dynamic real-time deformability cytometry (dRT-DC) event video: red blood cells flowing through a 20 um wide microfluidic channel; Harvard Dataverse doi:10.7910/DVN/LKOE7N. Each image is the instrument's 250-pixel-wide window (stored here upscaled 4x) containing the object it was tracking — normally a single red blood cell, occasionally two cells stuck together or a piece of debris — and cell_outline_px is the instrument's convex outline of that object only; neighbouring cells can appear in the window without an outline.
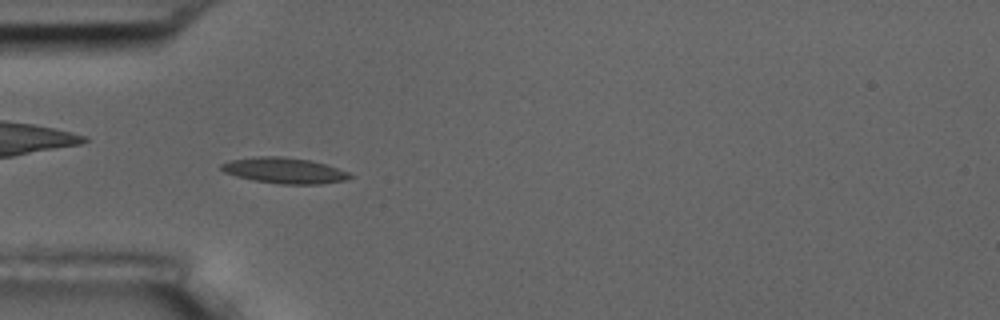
{"species": "common noctule bat (a hibernating species)", "species_latin": "Nyctalus noctula", "temperature_condition": "room temperature", "stored_images_in_passage": 55, "camera_frame_rate_fps": 3000, "um_per_image_px": 0.085, "animal": {"sex": "male", "body_mass_g": 17.5, "forearm_length_mm": 52.3}, "frame": {"image": 1, "passage_image": 16, "time_ms": 5.0, "image_size_px": [1000, 320], "cell_outline_px": [[356, 176], [344, 180], [320, 184], [280, 184], [252, 180], [236, 176], [224, 172], [220, 168], [220, 164], [228, 160], [256, 156], [280, 156], [308, 160], [324, 164], [348, 172]], "centroid_in_image_um": [24.12, 14.49], "position_along_channel_um": 60.9, "area_um2": 19.31}}
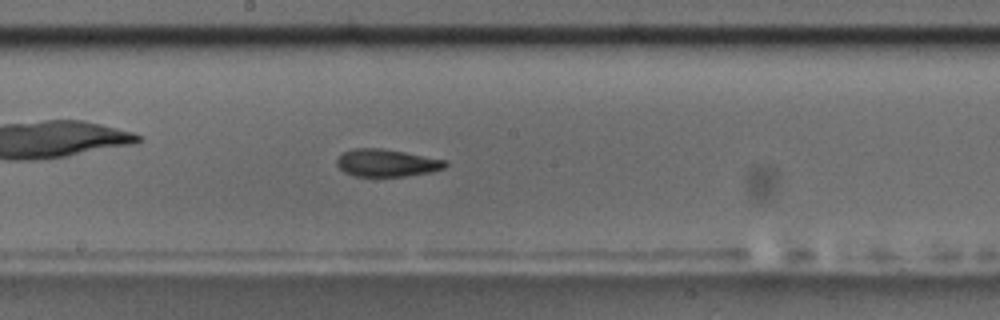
{"frame": {"image": 2, "passage_image": 29, "time_ms": 9.333, "image_size_px": [1000, 320], "cell_outline_px": [[448, 164], [444, 168], [432, 172], [404, 176], [356, 176], [344, 172], [336, 164], [336, 160], [344, 152], [352, 148], [380, 148], [404, 152], [448, 160]], "centroid_in_image_um": [32.89, 13.84], "position_along_channel_um": 215.3, "area_um2": 17.34}}
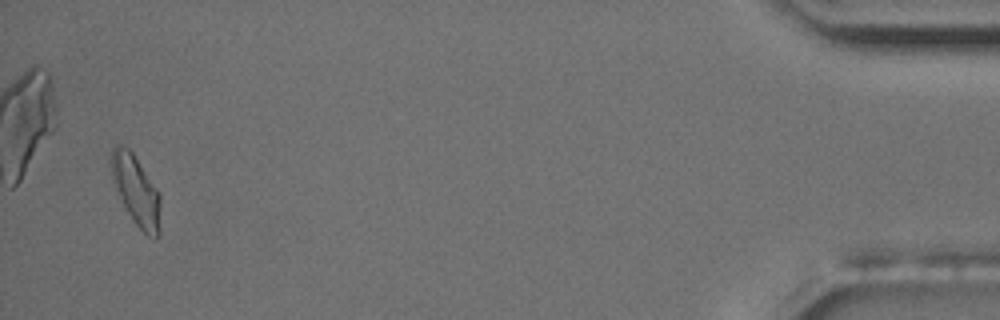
{"frame": {"image": 3, "passage_image": 53, "time_ms": 17.333, "image_size_px": [1000, 320], "cell_outline_px": [[160, 236], [156, 240], [148, 236], [136, 224], [128, 212], [112, 180], [112, 148], [116, 144], [120, 144], [128, 148], [132, 152], [160, 192]], "centroid_in_image_um": [11.61, 16.22], "position_along_channel_um": 423.6, "area_um2": 19.88}, "authors_computed_cell_mechanics": {"area_um2": 17.6868, "velocity_mm_per_s": 3.6347, "shape_relaxation_time_tau1_ms": null, "shape_relaxation_time_tau2_ms": 2.4884, "deformation_change_tau1": null, "deformation_change_tau2": 0.0846}}